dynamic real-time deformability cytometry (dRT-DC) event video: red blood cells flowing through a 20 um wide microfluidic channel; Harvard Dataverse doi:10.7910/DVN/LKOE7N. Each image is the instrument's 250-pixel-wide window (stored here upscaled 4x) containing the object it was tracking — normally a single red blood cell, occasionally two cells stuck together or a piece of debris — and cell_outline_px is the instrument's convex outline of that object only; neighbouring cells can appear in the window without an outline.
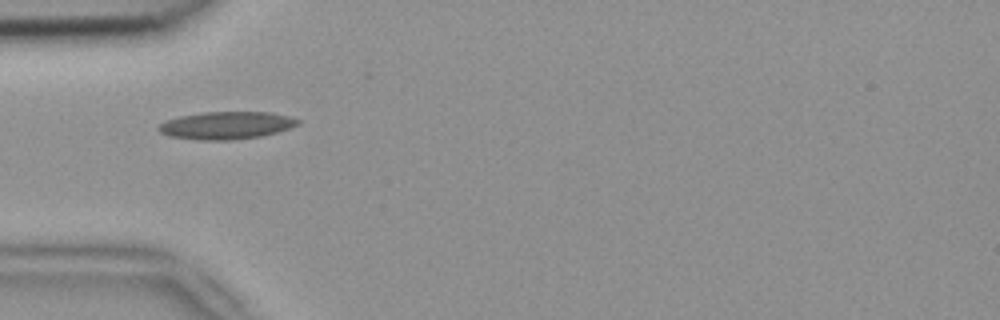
{"species": "common noctule bat (a hibernating species)", "species_latin": "Nyctalus noctula", "temperature_condition": "room temperature", "stored_images_in_passage": 1, "camera_frame_rate_fps": 3000, "um_per_image_px": 0.085, "animal": {"sex": "female", "body_mass_g": 18.4}, "frame": {"image": 1, "passage_image": 1, "time_ms": 0.0, "image_size_px": [1000, 320], "cell_outline_px": [[300, 124], [276, 132], [260, 136], [232, 140], [200, 140], [168, 136], [160, 132], [156, 128], [164, 120], [180, 116], [200, 112], [268, 112], [288, 116], [300, 120]], "centroid_in_image_um": [19.19, 10.65], "position_along_channel_um": 65.8, "area_um2": 22.37}}